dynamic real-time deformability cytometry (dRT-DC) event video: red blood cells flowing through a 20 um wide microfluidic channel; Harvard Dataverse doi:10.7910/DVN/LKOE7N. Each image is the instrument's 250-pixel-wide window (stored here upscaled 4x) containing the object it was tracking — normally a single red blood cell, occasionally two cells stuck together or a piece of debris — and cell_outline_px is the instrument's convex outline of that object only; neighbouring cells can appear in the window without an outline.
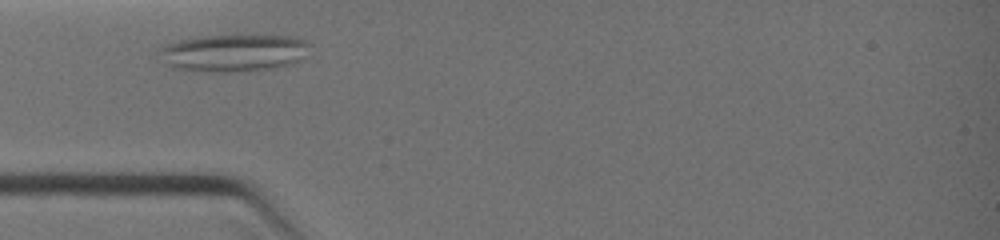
{"species": "common noctule bat (a hibernating species)", "species_latin": "Nyctalus noctula", "temperature_condition": "warm", "stored_images_in_passage": 7, "camera_frame_rate_fps": 3000, "um_per_image_px": 0.085, "animal": {"sex": "female", "body_mass_g": 19.0, "forearm_length_mm": 51.5}, "frame": {"image": 1, "passage_image": 2, "time_ms": 0.333, "image_size_px": [1000, 240], "cell_outline_px": [[308, 44], [300, 60], [292, 64], [276, 68], [228, 72], [204, 72], [172, 68], [168, 64], [160, 52], [160, 48], [168, 44], [180, 40], [204, 36], [300, 36], [308, 40]], "centroid_in_image_um": [19.89, 4.5], "position_along_channel_um": 65.1, "area_um2": 32.37}}